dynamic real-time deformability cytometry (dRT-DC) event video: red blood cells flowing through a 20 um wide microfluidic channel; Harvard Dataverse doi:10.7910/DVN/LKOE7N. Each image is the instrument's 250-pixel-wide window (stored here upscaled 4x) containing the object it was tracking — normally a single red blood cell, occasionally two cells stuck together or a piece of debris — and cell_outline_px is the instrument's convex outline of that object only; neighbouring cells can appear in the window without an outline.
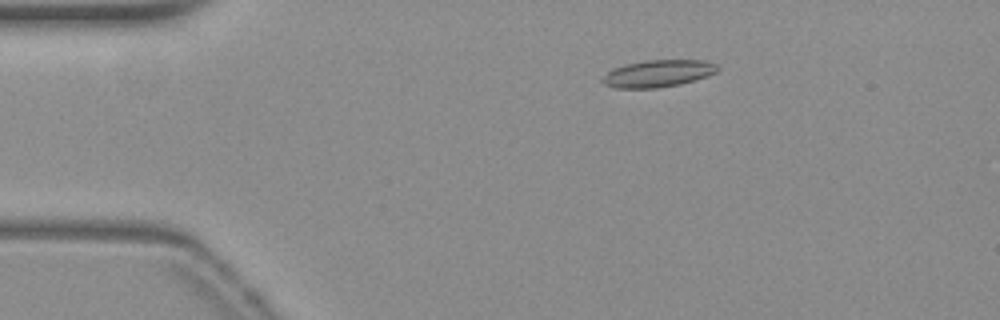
{"species": "common noctule bat (a hibernating species)", "species_latin": "Nyctalus noctula", "temperature_condition": "warm", "stored_images_in_passage": 38, "camera_frame_rate_fps": 3000, "um_per_image_px": 0.085, "animal": {"sex": "female", "body_mass_g": 19.3, "forearm_length_mm": 54.1}, "frame": {"image": 1, "passage_image": 10, "time_ms": 3.0, "image_size_px": [1000, 320], "cell_outline_px": [[720, 68], [716, 72], [708, 76], [696, 80], [680, 84], [656, 88], [612, 88], [604, 84], [600, 80], [612, 68], [624, 64], [644, 60], [704, 60], [716, 64]], "centroid_in_image_um": [55.92, 6.24], "position_along_channel_um": 29.1, "area_um2": 18.38}}
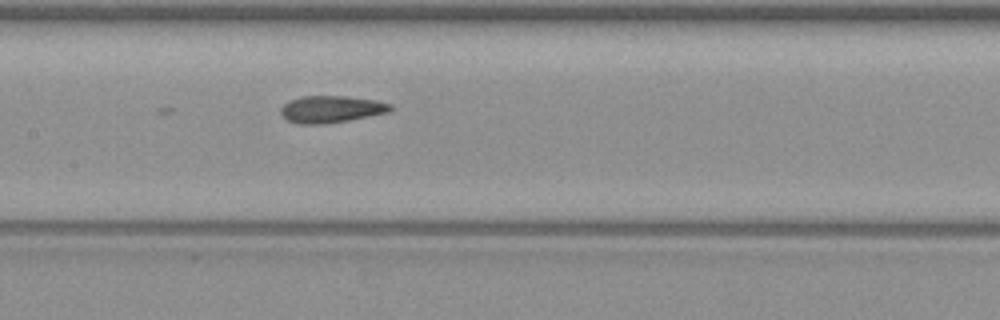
{"frame": {"image": 2, "passage_image": 26, "time_ms": 8.333, "image_size_px": [1000, 320], "cell_outline_px": [[392, 112], [348, 120], [324, 124], [300, 124], [288, 120], [280, 112], [280, 108], [288, 100], [304, 96], [344, 96], [376, 100], [392, 104]], "centroid_in_image_um": [28.17, 9.28], "position_along_channel_um": 179.2, "area_um2": 17.28}}
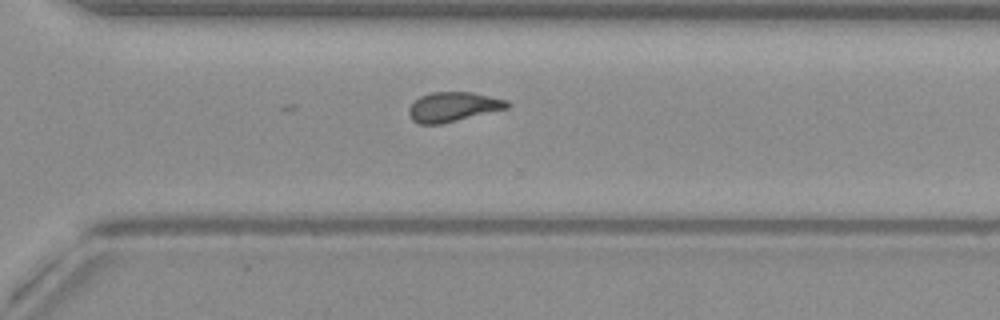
{"frame": {"image": 3, "passage_image": 38, "time_ms": 12.333, "image_size_px": [1000, 320], "cell_outline_px": [[512, 104], [508, 108], [440, 124], [420, 124], [412, 120], [408, 112], [408, 108], [420, 96], [432, 92], [472, 92], [508, 100]], "centroid_in_image_um": [38.53, 9.07], "position_along_channel_um": 332.1, "area_um2": 16.88}}